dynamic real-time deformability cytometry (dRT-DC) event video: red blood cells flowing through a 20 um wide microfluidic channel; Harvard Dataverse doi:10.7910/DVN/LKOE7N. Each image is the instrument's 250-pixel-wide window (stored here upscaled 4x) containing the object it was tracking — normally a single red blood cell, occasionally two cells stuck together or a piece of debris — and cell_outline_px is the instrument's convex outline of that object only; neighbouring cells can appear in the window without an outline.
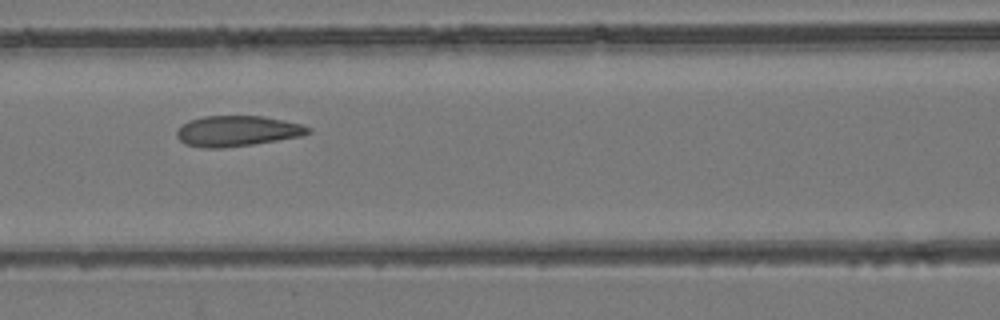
{"species": "common noctule bat (a hibernating species)", "species_latin": "Nyctalus noctula", "temperature_condition": "room temperature", "stored_images_in_passage": 8, "camera_frame_rate_fps": 3000, "um_per_image_px": 0.085, "animal": {"sex": "female", "body_mass_g": 24.6, "forearm_length_mm": 56.2}, "frame": {"image": 1, "passage_image": 8, "time_ms": 9.0, "image_size_px": [1000, 320], "cell_outline_px": [[312, 132], [300, 136], [252, 144], [220, 148], [204, 148], [184, 144], [176, 136], [176, 132], [180, 124], [188, 120], [204, 116], [264, 116], [300, 124], [312, 128]], "centroid_in_image_um": [20.11, 11.13], "position_along_channel_um": 146.5, "area_um2": 23.41}}